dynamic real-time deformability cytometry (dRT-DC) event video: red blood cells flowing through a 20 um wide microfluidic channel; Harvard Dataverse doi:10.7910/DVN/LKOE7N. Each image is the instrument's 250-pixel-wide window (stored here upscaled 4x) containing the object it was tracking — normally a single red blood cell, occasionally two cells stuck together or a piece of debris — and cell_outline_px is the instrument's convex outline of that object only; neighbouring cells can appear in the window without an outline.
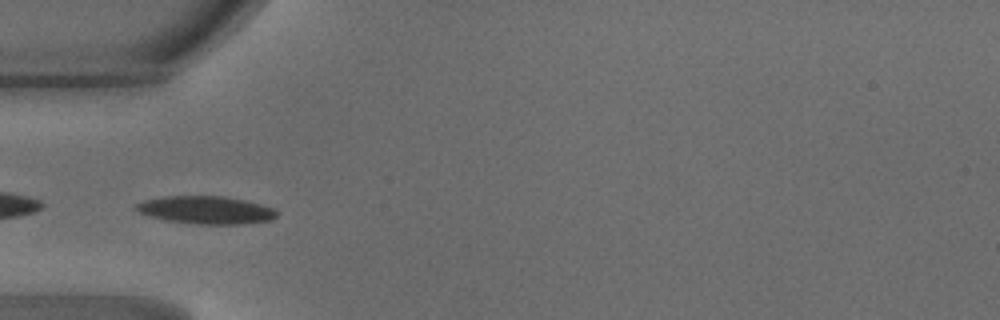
{"species": "common noctule bat (a hibernating species)", "species_latin": "Nyctalus noctula", "temperature_condition": "warm", "stored_images_in_passage": 32, "camera_frame_rate_fps": 3000, "um_per_image_px": 0.085, "animal": {"sex": "male", "body_mass_g": 18.8}, "frame": {"image": 1, "passage_image": 1, "time_ms": 0.0, "image_size_px": [1000, 320], "cell_outline_px": [[280, 212], [272, 220], [244, 224], [196, 224], [168, 220], [148, 216], [136, 212], [132, 208], [136, 204], [144, 200], [164, 196], [224, 196], [244, 200], [276, 208]], "centroid_in_image_um": [17.51, 17.85], "position_along_channel_um": 67.5, "area_um2": 23.06}}
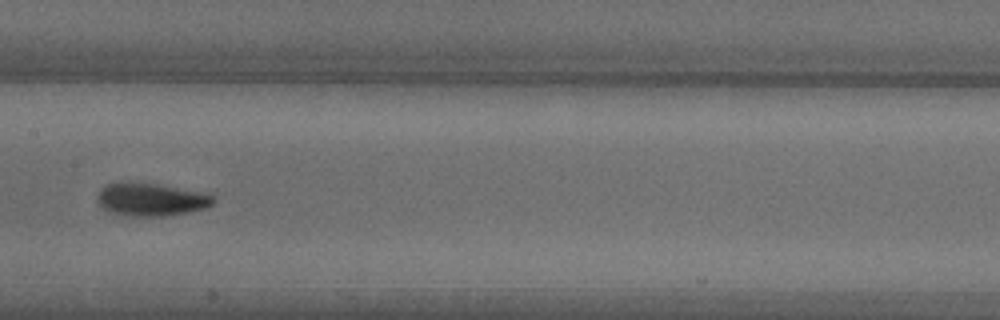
{"frame": {"image": 2, "passage_image": 10, "time_ms": 3.0, "image_size_px": [1000, 320], "cell_outline_px": [[216, 200], [208, 208], [188, 212], [160, 216], [120, 216], [108, 212], [96, 200], [96, 196], [100, 188], [104, 184], [128, 180], [160, 184], [204, 192], [216, 196]], "centroid_in_image_um": [12.81, 16.93], "position_along_channel_um": 194.6, "area_um2": 23.12}, "authors_computed_cell_mechanics": {"area_um2": 21.5016, "velocity_mm_per_s": 4.2164, "shape_relaxation_time_tau1_ms": 3.1413, "shape_relaxation_time_tau2_ms": 1.5855, "deformation_change_tau1": 0.1489, "deformation_change_tau2": 0.0684}}